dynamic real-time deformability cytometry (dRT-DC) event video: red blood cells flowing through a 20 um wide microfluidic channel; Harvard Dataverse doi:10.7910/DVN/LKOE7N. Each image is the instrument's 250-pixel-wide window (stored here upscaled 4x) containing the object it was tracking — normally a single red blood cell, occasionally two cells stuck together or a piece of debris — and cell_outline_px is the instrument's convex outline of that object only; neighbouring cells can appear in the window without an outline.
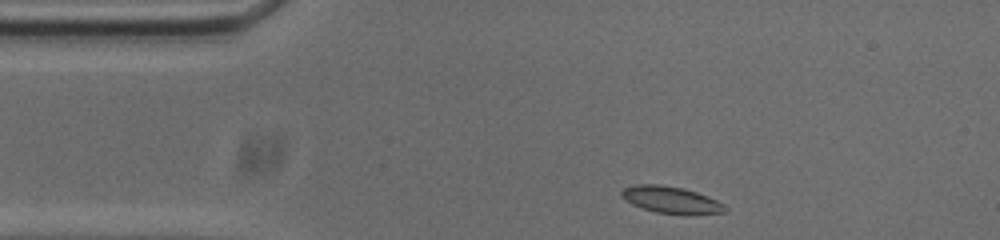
{"species": "common noctule bat (a hibernating species)", "species_latin": "Nyctalus noctula", "temperature_condition": "cold", "stored_images_in_passage": 46, "camera_frame_rate_fps": 3000, "um_per_image_px": 0.085, "animal": {"sex": "male", "body_mass_g": 20.0, "forearm_length_mm": 53.3}, "frame": {"image": 1, "passage_image": 1, "time_ms": 0.0, "image_size_px": [1000, 240], "cell_outline_px": [[728, 208], [724, 212], [688, 216], [656, 212], [632, 204], [624, 200], [620, 196], [620, 192], [624, 188], [636, 184], [660, 184], [684, 188], [708, 196], [724, 204]], "centroid_in_image_um": [57.06, 17.0], "position_along_channel_um": 27.9, "area_um2": 16.53}}
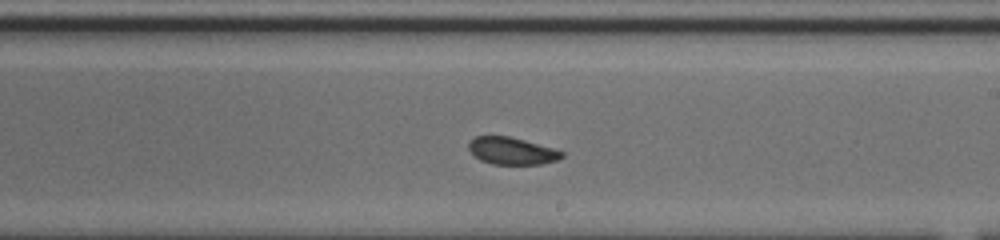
{"frame": {"image": 2, "passage_image": 22, "time_ms": 7.0, "image_size_px": [1000, 240], "cell_outline_px": [[564, 156], [560, 160], [540, 164], [492, 164], [480, 160], [472, 156], [468, 148], [468, 144], [476, 136], [508, 136], [524, 140], [552, 148], [564, 152]], "centroid_in_image_um": [43.49, 12.84], "position_along_channel_um": 245.5, "area_um2": 14.8}}
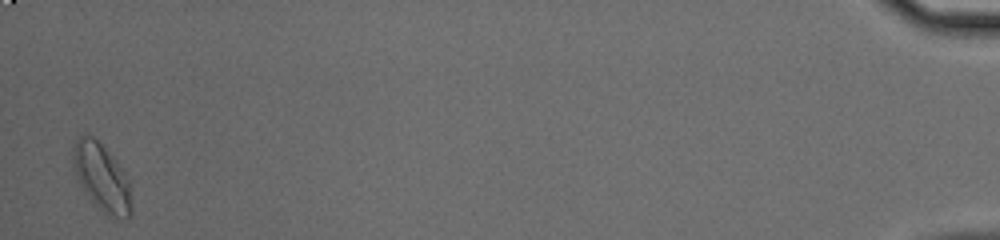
{"frame": {"image": 3, "passage_image": 45, "time_ms": 14.667, "image_size_px": [1000, 240], "cell_outline_px": [[132, 212], [128, 220], [112, 220], [88, 196], [80, 184], [68, 160], [76, 140], [84, 132], [92, 136], [116, 160], [124, 172], [128, 180], [132, 208]], "centroid_in_image_um": [8.62, 15.1], "position_along_channel_um": 426.6, "area_um2": 23.41}, "authors_computed_cell_mechanics": {"area_um2": 16.0106, "velocity_mm_per_s": 3.7085, "shape_relaxation_time_tau1_ms": 3.6841, "shape_relaxation_time_tau2_ms": 4.1662, "deformation_change_tau1": 0.1032, "deformation_change_tau2": 0.0753}}